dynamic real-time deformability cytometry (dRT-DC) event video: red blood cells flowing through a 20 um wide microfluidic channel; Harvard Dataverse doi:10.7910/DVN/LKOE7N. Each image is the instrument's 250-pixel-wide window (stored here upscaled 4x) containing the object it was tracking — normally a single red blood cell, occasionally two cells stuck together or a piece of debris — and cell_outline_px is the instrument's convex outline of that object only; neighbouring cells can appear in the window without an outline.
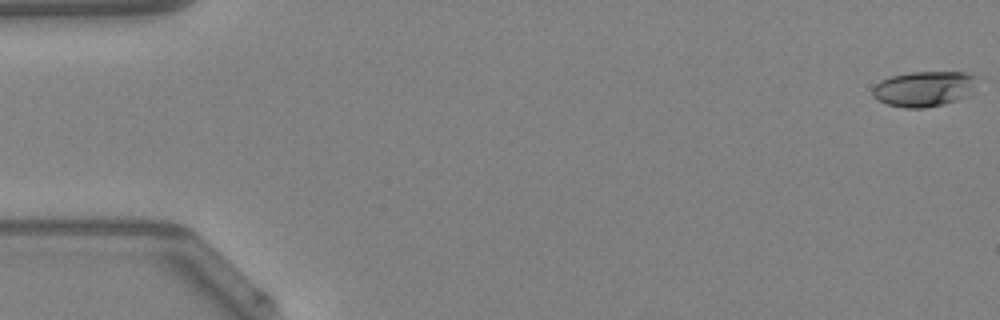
{"species": "Egyptian fruit bat (a non-hibernating species)", "species_latin": "Rousettus aegyptiacus", "temperature_condition": "warm", "stored_images_in_passage": 40, "camera_frame_rate_fps": 3000, "um_per_image_px": 0.085, "animal": {"sex": "female"}, "frame": {"image": 1, "passage_image": 1, "time_ms": 0.0, "image_size_px": [1000, 320], "cell_outline_px": [[984, 76], [972, 92], [968, 96], [944, 104], [924, 108], [904, 108], [888, 104], [872, 96], [872, 88], [880, 80], [892, 76], [912, 72], [964, 72]], "centroid_in_image_um": [78.65, 7.53], "position_along_channel_um": 6.4, "area_um2": 22.02}}
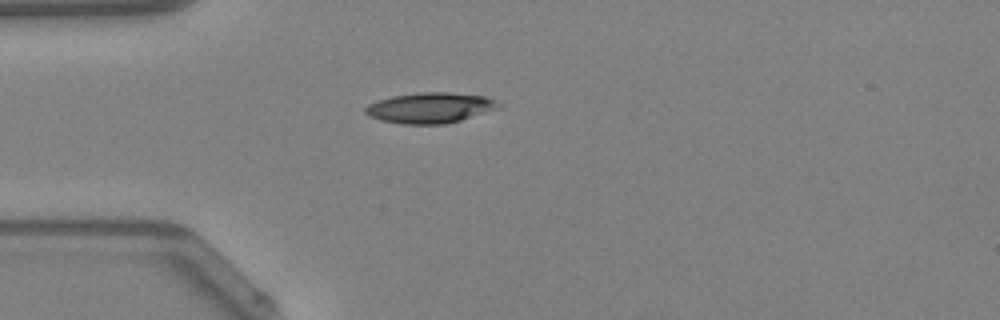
{"frame": {"image": 2, "passage_image": 14, "time_ms": 4.333, "image_size_px": [1000, 320], "cell_outline_px": [[500, 104], [496, 108], [460, 120], [444, 124], [400, 124], [380, 120], [368, 116], [364, 112], [364, 108], [368, 104], [392, 96], [420, 92], [448, 92], [484, 96], [496, 100]], "centroid_in_image_um": [36.49, 9.16], "position_along_channel_um": 48.5, "area_um2": 23.47}}
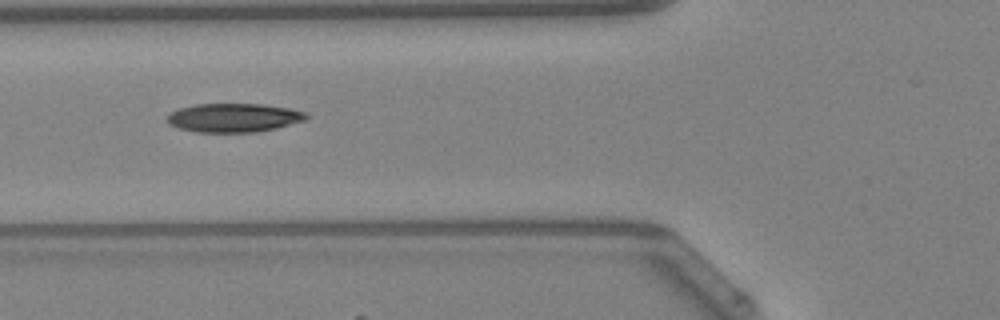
{"frame": {"image": 3, "passage_image": 19, "time_ms": 6.0, "image_size_px": [1000, 320], "cell_outline_px": [[308, 120], [276, 128], [256, 132], [196, 132], [180, 128], [168, 124], [164, 120], [164, 116], [168, 112], [180, 108], [196, 104], [264, 104], [288, 108], [304, 112], [308, 116]], "centroid_in_image_um": [19.82, 10.0], "position_along_channel_um": 106.0, "area_um2": 23.58}}